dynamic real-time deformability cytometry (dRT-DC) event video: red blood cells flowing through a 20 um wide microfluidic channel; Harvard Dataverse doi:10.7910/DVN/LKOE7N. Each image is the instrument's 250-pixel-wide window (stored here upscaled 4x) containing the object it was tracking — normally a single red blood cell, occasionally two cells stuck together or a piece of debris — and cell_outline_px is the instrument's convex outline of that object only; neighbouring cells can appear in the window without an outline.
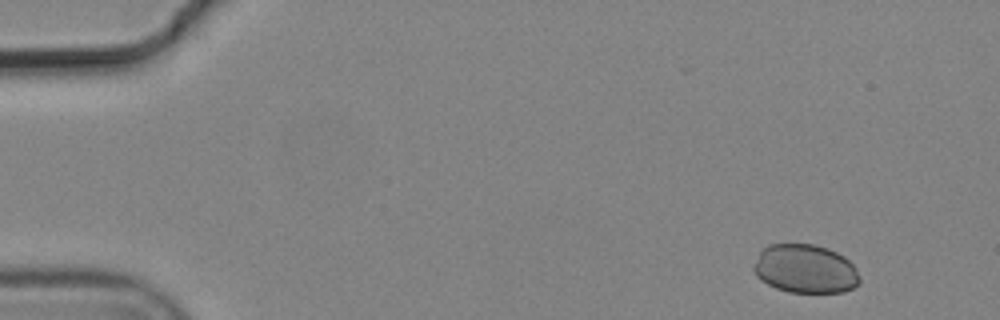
{"species": "common noctule bat (a hibernating species)", "species_latin": "Nyctalus noctula", "temperature_condition": "cold", "stored_images_in_passage": 4, "camera_frame_rate_fps": 3000, "um_per_image_px": 0.085, "animal": {"sex": "male", "body_mass_g": 19.2, "forearm_length_mm": 51.8}, "frame": {"image": 1, "passage_image": 1, "time_ms": 0.0, "image_size_px": [1000, 320], "cell_outline_px": [[860, 284], [844, 292], [788, 292], [776, 288], [768, 284], [756, 276], [752, 268], [752, 264], [760, 252], [768, 244], [816, 244], [828, 248], [844, 256], [856, 268], [860, 276]], "centroid_in_image_um": [68.45, 22.85], "position_along_channel_um": 16.6, "area_um2": 30.35}}